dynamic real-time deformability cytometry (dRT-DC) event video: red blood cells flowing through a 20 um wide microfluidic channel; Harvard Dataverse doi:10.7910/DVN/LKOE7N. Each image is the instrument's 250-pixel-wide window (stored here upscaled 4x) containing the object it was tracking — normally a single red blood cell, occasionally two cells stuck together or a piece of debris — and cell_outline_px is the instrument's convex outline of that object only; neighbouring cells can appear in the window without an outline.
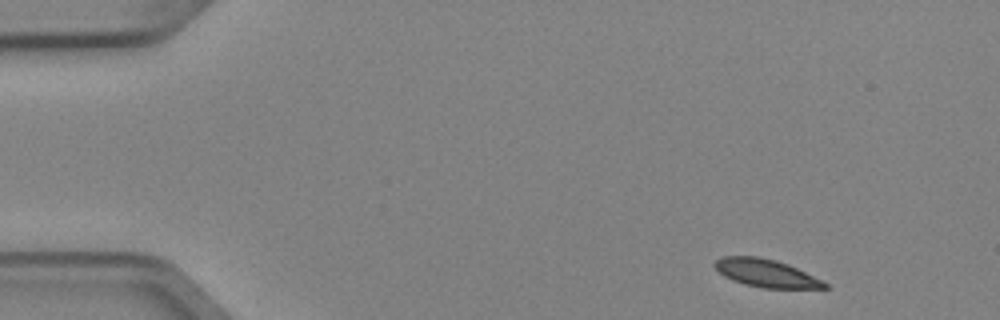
{"species": "Egyptian fruit bat (a non-hibernating species)", "species_latin": "Rousettus aegyptiacus", "temperature_condition": "cold", "stored_images_in_passage": 3, "camera_frame_rate_fps": 3000, "um_per_image_px": 0.085, "animal": {"sex": "female"}, "frame": {"image": 1, "passage_image": 1, "time_ms": 0.0, "image_size_px": [1000, 320], "cell_outline_px": [[828, 288], [764, 288], [744, 284], [732, 280], [724, 276], [712, 264], [716, 260], [724, 256], [756, 256], [776, 260], [788, 264], [824, 280], [828, 284]], "centroid_in_image_um": [65.14, 23.21], "position_along_channel_um": 19.9, "area_um2": 17.86}}
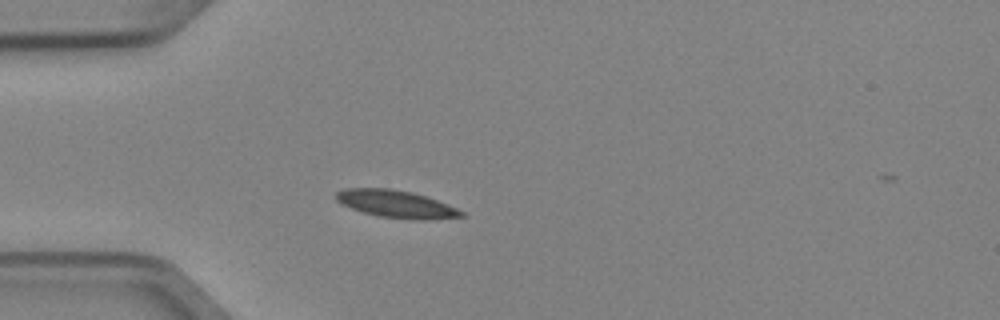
{"frame": {"image": 2, "passage_image": 3, "time_ms": 0.667, "image_size_px": [1000, 320], "cell_outline_px": [[464, 216], [428, 220], [412, 220], [380, 216], [364, 212], [340, 204], [336, 200], [336, 192], [344, 188], [388, 188], [412, 192], [436, 200], [456, 208], [464, 212]], "centroid_in_image_um": [33.65, 17.34], "position_along_channel_um": 51.4, "area_um2": 19.88}}